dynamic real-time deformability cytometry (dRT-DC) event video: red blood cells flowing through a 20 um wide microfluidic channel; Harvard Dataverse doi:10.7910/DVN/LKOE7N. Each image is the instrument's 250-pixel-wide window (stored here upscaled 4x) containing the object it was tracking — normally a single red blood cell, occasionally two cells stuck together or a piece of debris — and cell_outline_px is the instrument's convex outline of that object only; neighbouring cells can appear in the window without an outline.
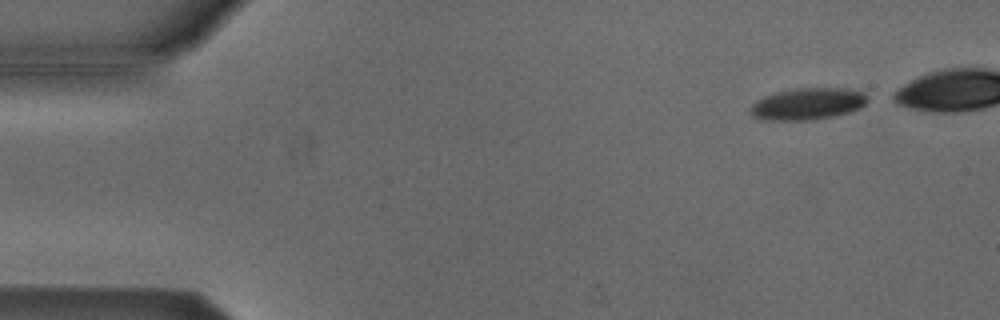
{"species": "Egyptian fruit bat (a non-hibernating species)", "species_latin": "Rousettus aegyptiacus", "temperature_condition": "cold", "stored_images_in_passage": 45, "camera_frame_rate_fps": 3000, "um_per_image_px": 0.085, "animal": {"sex": "male"}, "frame": {"image": 1, "passage_image": 3, "time_ms": 0.667, "image_size_px": [1000, 320], "cell_outline_px": [[868, 100], [860, 108], [848, 112], [832, 116], [812, 120], [760, 120], [752, 116], [748, 112], [748, 108], [756, 100], [764, 96], [776, 92], [796, 88], [844, 88], [864, 92], [868, 96]], "centroid_in_image_um": [68.6, 8.83], "position_along_channel_um": 16.4, "area_um2": 21.91}}
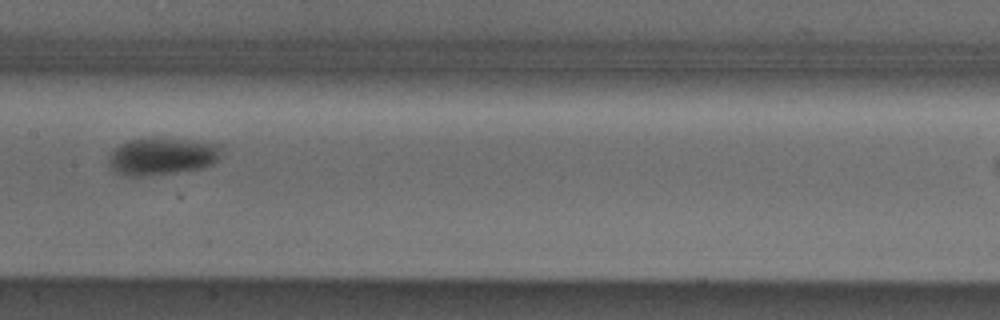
{"frame": {"image": 2, "passage_image": 25, "time_ms": 8.0, "image_size_px": [1000, 320], "cell_outline_px": [[220, 156], [212, 164], [204, 168], [176, 172], [140, 176], [132, 176], [116, 172], [108, 164], [108, 160], [112, 148], [128, 140], [152, 136], [188, 140], [220, 144]], "centroid_in_image_um": [13.74, 13.25], "position_along_channel_um": 193.7, "area_um2": 24.74}}
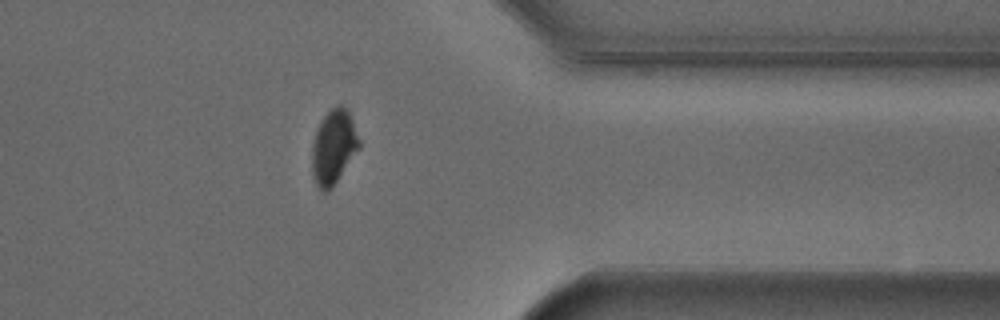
{"frame": {"image": 3, "passage_image": 41, "time_ms": 13.333, "image_size_px": [1000, 320], "cell_outline_px": [[360, 148], [332, 188], [328, 192], [320, 192], [312, 176], [312, 144], [320, 120], [336, 104], [340, 104], [348, 108], [360, 140]], "centroid_in_image_um": [28.36, 12.5], "position_along_channel_um": 383.0, "area_um2": 20.75}, "authors_computed_cell_mechanics": {"area_um2": 23.1778, "velocity_mm_per_s": 3.7949, "shape_relaxation_time_tau1_ms": 2.2703, "shape_relaxation_time_tau2_ms": null, "deformation_change_tau1": 0.1136, "deformation_change_tau2": null}}